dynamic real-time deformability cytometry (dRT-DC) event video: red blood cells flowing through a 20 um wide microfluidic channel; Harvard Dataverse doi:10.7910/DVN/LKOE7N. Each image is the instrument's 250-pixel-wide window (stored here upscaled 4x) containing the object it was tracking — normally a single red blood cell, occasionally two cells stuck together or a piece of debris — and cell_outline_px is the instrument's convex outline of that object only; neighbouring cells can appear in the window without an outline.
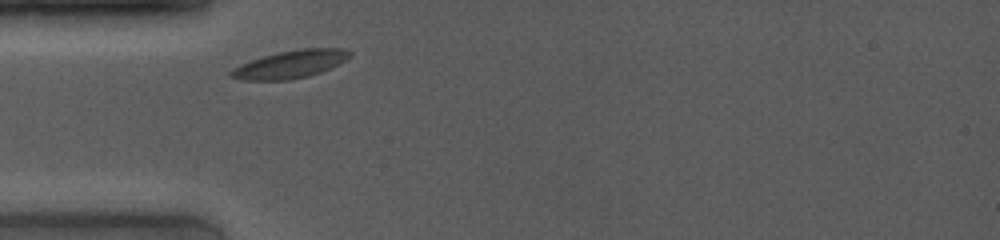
{"species": "common noctule bat (a hibernating species)", "species_latin": "Nyctalus noctula", "temperature_condition": "room temperature", "stored_images_in_passage": 9, "camera_frame_rate_fps": 4000, "um_per_image_px": 0.085, "animal": {"sex": "female", "body_mass_g": 19.0, "forearm_length_mm": 53.3}, "frame": {"image": 1, "passage_image": 1, "time_ms": 0.0, "image_size_px": [1000, 240], "cell_outline_px": [[352, 56], [320, 72], [308, 76], [288, 80], [240, 80], [228, 76], [228, 72], [232, 68], [240, 64], [264, 56], [280, 52], [300, 48], [344, 48], [352, 52]], "centroid_in_image_um": [24.64, 5.46], "position_along_channel_um": 60.4, "area_um2": 19.13}}
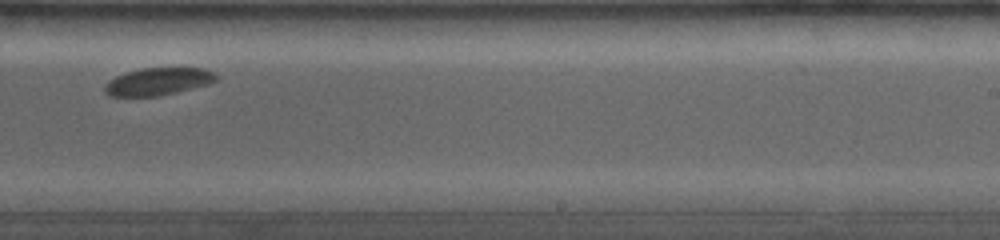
{"frame": {"image": 2, "passage_image": 6, "time_ms": 5.75, "image_size_px": [1000, 240], "cell_outline_px": [[220, 76], [216, 80], [208, 84], [160, 96], [108, 96], [104, 92], [104, 84], [116, 76], [124, 72], [140, 68], [204, 68], [216, 72]], "centroid_in_image_um": [13.44, 6.92], "position_along_channel_um": 275.6, "area_um2": 18.03}}
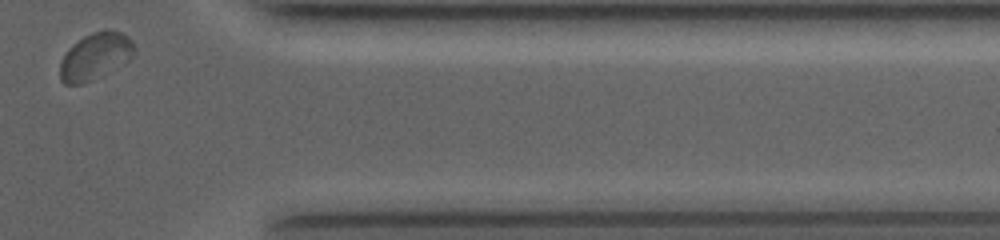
{"frame": {"image": 3, "passage_image": 9, "time_ms": 9.25, "image_size_px": [1000, 240], "cell_outline_px": [[136, 52], [128, 60], [84, 84], [64, 84], [60, 80], [60, 60], [68, 48], [72, 44], [84, 36], [92, 32], [108, 28], [120, 32], [128, 36], [132, 40], [136, 48]], "centroid_in_image_um": [8.09, 4.75], "position_along_channel_um": 403.3, "area_um2": 20.35}}